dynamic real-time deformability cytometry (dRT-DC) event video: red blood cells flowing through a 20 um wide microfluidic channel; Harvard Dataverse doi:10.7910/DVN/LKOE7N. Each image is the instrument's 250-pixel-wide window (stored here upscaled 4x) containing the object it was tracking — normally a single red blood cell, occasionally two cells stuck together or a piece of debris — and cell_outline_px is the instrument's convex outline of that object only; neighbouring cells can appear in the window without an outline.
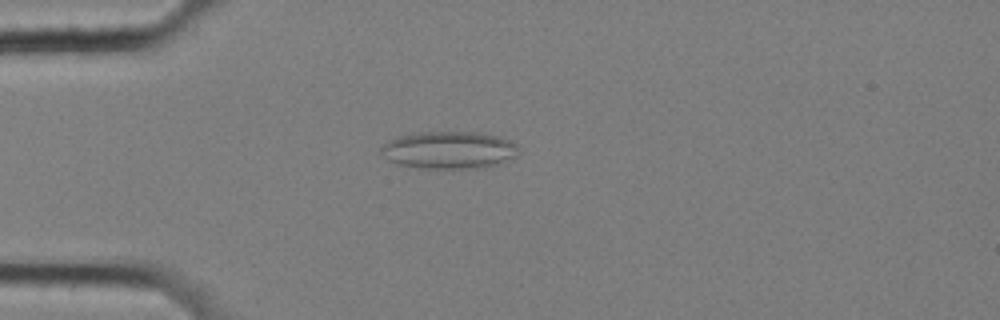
{"species": "common noctule bat (a hibernating species)", "species_latin": "Nyctalus noctula", "temperature_condition": "cold", "stored_images_in_passage": 58, "camera_frame_rate_fps": 3000, "um_per_image_px": 0.085, "animal": {"sex": "female", "body_mass_g": 25.1}, "frame": {"image": 1, "passage_image": 16, "time_ms": 5.0, "image_size_px": [1000, 320], "cell_outline_px": [[516, 156], [496, 164], [484, 168], [424, 168], [396, 164], [388, 160], [380, 152], [380, 148], [388, 140], [400, 136], [420, 132], [484, 132], [508, 140], [516, 144]], "centroid_in_image_um": [38.13, 12.75], "position_along_channel_um": 46.9, "area_um2": 29.82}}
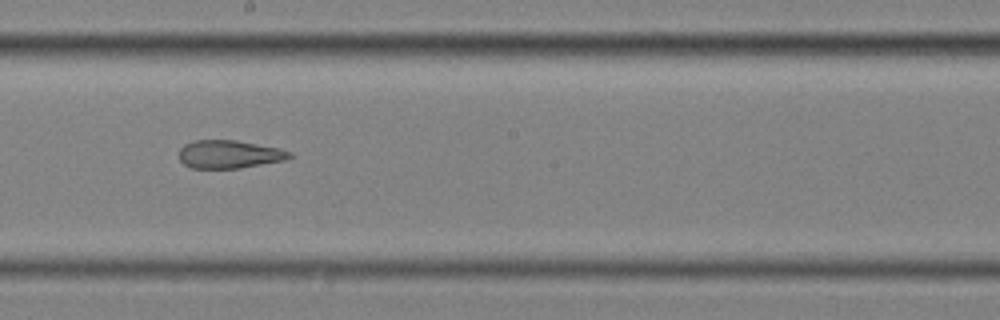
{"frame": {"image": 2, "passage_image": 33, "time_ms": 10.667, "image_size_px": [1000, 320], "cell_outline_px": [[292, 156], [284, 160], [240, 168], [192, 168], [184, 164], [180, 160], [180, 148], [184, 144], [196, 140], [236, 140], [280, 148], [292, 152]], "centroid_in_image_um": [19.49, 13.11], "position_along_channel_um": 228.7, "area_um2": 18.03}}
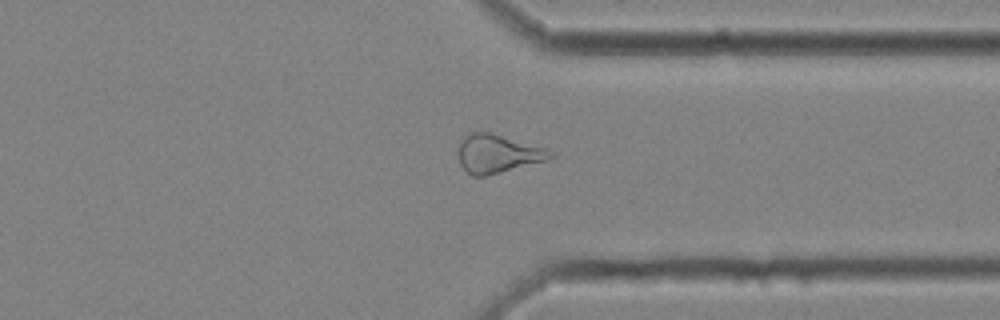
{"frame": {"image": 3, "passage_image": 45, "time_ms": 14.667, "image_size_px": [1000, 320], "cell_outline_px": [[556, 156], [548, 160], [484, 176], [472, 176], [460, 164], [456, 152], [460, 140], [464, 136], [472, 132], [488, 132], [548, 148]], "centroid_in_image_um": [42.29, 13.06], "position_along_channel_um": 369.1, "area_um2": 20.69}, "authors_computed_cell_mechanics": {"area_um2": 23.2356, "velocity_mm_per_s": 3.5102, "shape_relaxation_time_tau1_ms": null, "shape_relaxation_time_tau2_ms": 2.0627, "deformation_change_tau1": null, "deformation_change_tau2": 0.11}}